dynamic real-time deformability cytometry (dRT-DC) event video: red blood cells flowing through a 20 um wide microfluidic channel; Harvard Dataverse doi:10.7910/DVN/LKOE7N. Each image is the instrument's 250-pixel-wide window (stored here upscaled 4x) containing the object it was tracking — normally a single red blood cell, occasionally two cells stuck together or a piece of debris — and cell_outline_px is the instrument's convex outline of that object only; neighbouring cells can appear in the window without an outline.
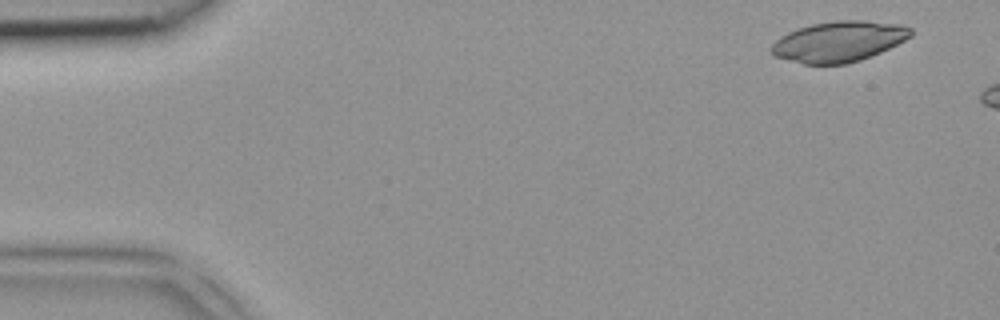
{"species": "common noctule bat (a hibernating species)", "species_latin": "Nyctalus noctula", "temperature_condition": "room temperature", "stored_images_in_passage": 3, "segment_of_instrument_passage": [2, 2], "camera_frame_rate_fps": 3000, "um_per_image_px": 0.085, "animal": {"sex": "female", "body_mass_g": 18.4}, "frame": {"image": 1, "passage_image": 3, "time_ms": 0.667, "image_size_px": [1000, 320], "cell_outline_px": [[912, 36], [880, 52], [860, 60], [848, 64], [804, 64], [788, 60], [776, 56], [768, 48], [780, 36], [788, 32], [812, 24], [836, 20], [864, 20], [900, 24], [912, 28]], "centroid_in_image_um": [71.29, 3.52], "position_along_channel_um": 13.7, "area_um2": 32.89}}